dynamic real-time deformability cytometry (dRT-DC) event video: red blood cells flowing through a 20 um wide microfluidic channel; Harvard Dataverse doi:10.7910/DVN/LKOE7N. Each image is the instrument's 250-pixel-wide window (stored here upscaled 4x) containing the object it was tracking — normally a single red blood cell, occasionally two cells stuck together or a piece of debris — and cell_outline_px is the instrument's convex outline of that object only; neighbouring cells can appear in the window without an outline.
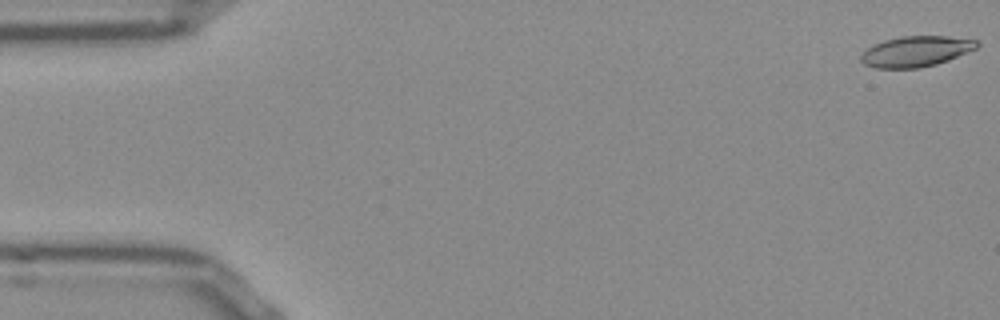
{"species": "Egyptian fruit bat (a non-hibernating species)", "species_latin": "Rousettus aegyptiacus", "temperature_condition": "room temperature", "stored_images_in_passage": 53, "camera_frame_rate_fps": 3000, "um_per_image_px": 0.085, "frame": {"image": 1, "passage_image": 1, "time_ms": 0.0, "image_size_px": [1000, 320], "cell_outline_px": [[980, 44], [976, 48], [948, 60], [936, 64], [920, 68], [876, 68], [864, 64], [860, 60], [860, 56], [872, 44], [884, 40], [900, 36], [948, 36], [976, 40]], "centroid_in_image_um": [77.83, 4.36], "position_along_channel_um": 7.2, "area_um2": 20.63}}
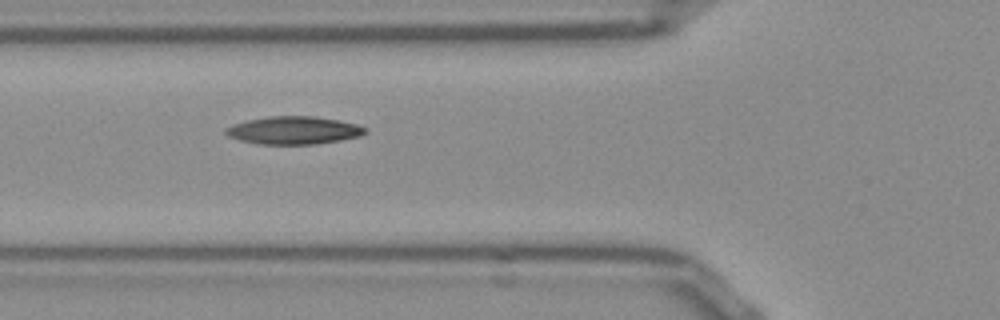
{"frame": {"image": 2, "passage_image": 19, "time_ms": 6.0, "image_size_px": [1000, 320], "cell_outline_px": [[368, 132], [360, 136], [340, 140], [316, 144], [256, 144], [240, 140], [228, 136], [224, 132], [224, 128], [232, 124], [248, 120], [268, 116], [316, 116], [340, 120], [356, 124], [368, 128]], "centroid_in_image_um": [24.97, 11.07], "position_along_channel_um": 100.8, "area_um2": 22.83}}
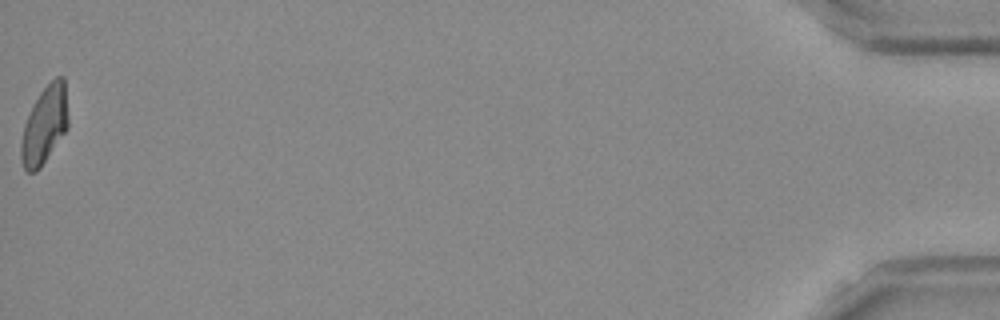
{"frame": {"image": 3, "passage_image": 53, "time_ms": 17.333, "image_size_px": [1000, 320], "cell_outline_px": [[68, 128], [40, 168], [36, 172], [28, 172], [24, 168], [20, 160], [20, 144], [24, 124], [32, 104], [40, 92], [56, 76], [64, 76], [68, 116]], "centroid_in_image_um": [3.77, 10.63], "position_along_channel_um": 431.4, "area_um2": 21.44}, "authors_computed_cell_mechanics": {"area_um2": 21.6172, "velocity_mm_per_s": 3.8315, "shape_relaxation_time_tau1_ms": null, "shape_relaxation_time_tau2_ms": 8.1562, "deformation_change_tau1": null, "deformation_change_tau2": 0.1417}}